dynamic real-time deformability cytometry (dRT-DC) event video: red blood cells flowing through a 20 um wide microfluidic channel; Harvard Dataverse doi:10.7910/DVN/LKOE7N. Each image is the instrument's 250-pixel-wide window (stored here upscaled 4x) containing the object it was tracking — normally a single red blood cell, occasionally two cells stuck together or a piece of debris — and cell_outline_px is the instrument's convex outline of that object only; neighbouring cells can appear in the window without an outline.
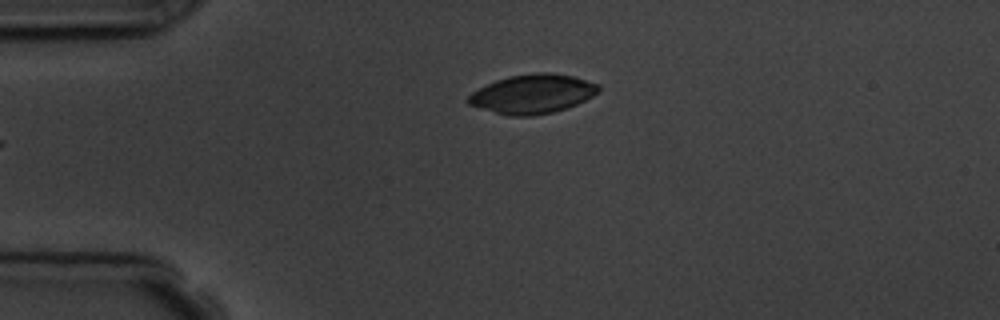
{"species": "common noctule bat (a hibernating species)", "species_latin": "Nyctalus noctula", "temperature_condition": "room temperature", "stored_images_in_passage": 2, "camera_frame_rate_fps": 3000, "um_per_image_px": 0.085, "animal": {"sex": "male", "body_mass_g": 19.5, "forearm_length_mm": 54.6}, "frame": {"image": 1, "passage_image": 2, "time_ms": 1.333, "image_size_px": [1000, 320], "cell_outline_px": [[600, 92], [576, 104], [552, 112], [532, 116], [508, 116], [468, 104], [464, 100], [472, 92], [496, 80], [508, 76], [532, 72], [552, 72], [572, 76], [600, 84]], "centroid_in_image_um": [45.26, 7.97], "position_along_channel_um": 39.7, "area_um2": 29.71}}